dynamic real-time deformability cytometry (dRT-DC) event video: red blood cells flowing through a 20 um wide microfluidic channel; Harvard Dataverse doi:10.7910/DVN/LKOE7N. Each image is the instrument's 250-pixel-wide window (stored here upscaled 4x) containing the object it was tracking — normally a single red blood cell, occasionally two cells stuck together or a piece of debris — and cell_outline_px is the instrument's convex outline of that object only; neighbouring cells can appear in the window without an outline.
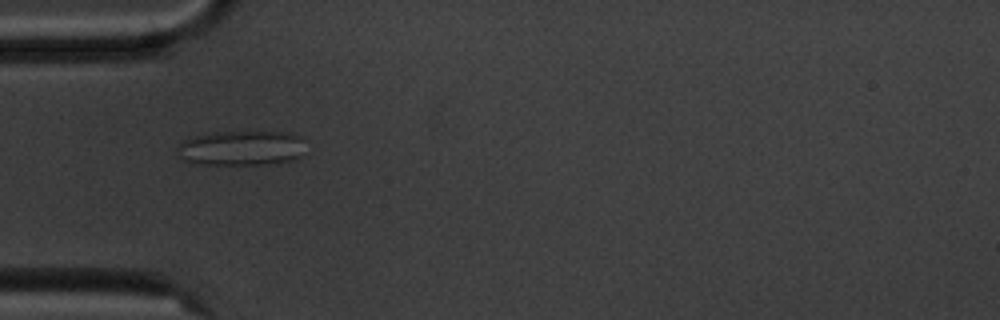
{"species": "common noctule bat (a hibernating species)", "species_latin": "Nyctalus noctula", "temperature_condition": "cold", "stored_images_in_passage": 9, "camera_frame_rate_fps": 3000, "um_per_image_px": 0.085, "animal": {"sex": "male", "body_mass_g": 20.1, "forearm_length_mm": 53.5}, "frame": {"image": 1, "passage_image": 1, "time_ms": 0.0, "image_size_px": [1000, 320], "cell_outline_px": [[300, 156], [292, 160], [268, 164], [196, 164], [184, 160], [180, 156], [176, 148], [184, 140], [196, 136], [216, 132], [288, 132], [300, 136]], "centroid_in_image_um": [20.46, 12.59], "position_along_channel_um": 64.5, "area_um2": 25.61}}
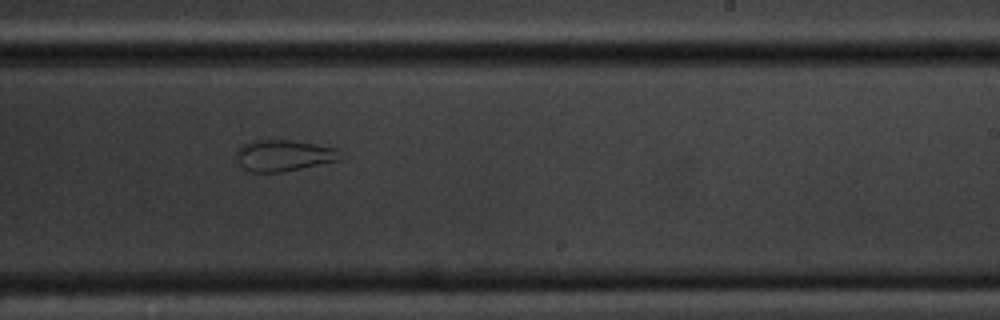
{"frame": {"image": 2, "passage_image": 6, "time_ms": 5.667, "image_size_px": [1000, 320], "cell_outline_px": [[340, 160], [284, 172], [252, 172], [244, 168], [240, 164], [236, 156], [236, 152], [244, 144], [252, 140], [288, 140], [336, 148], [340, 152]], "centroid_in_image_um": [24.11, 13.23], "position_along_channel_um": 264.9, "area_um2": 18.73}}
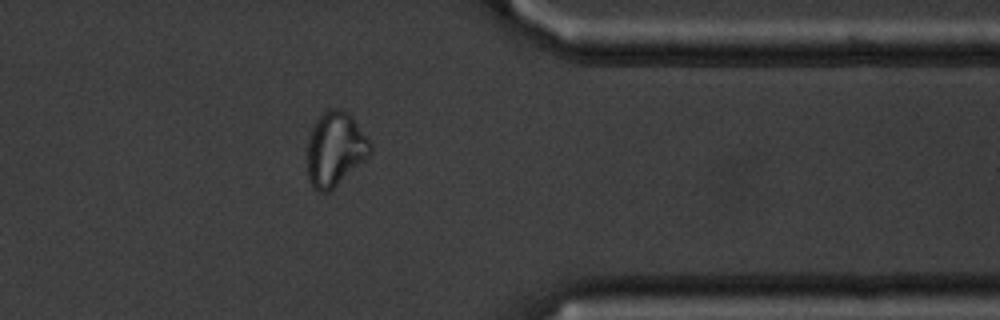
{"frame": {"image": 3, "passage_image": 9, "time_ms": 9.333, "image_size_px": [1000, 320], "cell_outline_px": [[372, 152], [364, 160], [328, 192], [316, 192], [312, 188], [308, 176], [308, 136], [316, 120], [328, 108], [340, 108], [348, 112], [352, 116], [372, 144]], "centroid_in_image_um": [28.48, 12.65], "position_along_channel_um": 382.9, "area_um2": 27.11}}